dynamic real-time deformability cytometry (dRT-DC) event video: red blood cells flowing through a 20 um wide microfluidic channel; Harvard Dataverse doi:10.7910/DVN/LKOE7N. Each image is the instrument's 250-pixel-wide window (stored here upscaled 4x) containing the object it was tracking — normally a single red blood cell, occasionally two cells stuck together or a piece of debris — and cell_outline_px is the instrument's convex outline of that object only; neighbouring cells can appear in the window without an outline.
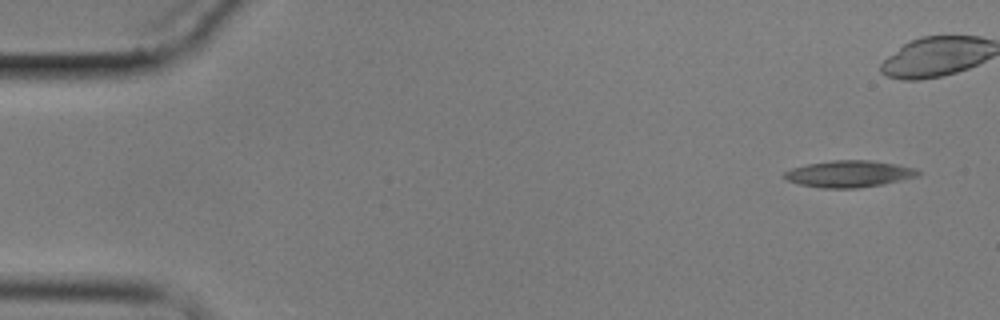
{"species": "common noctule bat (a hibernating species)", "species_latin": "Nyctalus noctula", "temperature_condition": "cold", "stored_images_in_passage": 5, "camera_frame_rate_fps": 3000, "um_per_image_px": 0.085, "animal": {"sex": "male", "body_mass_g": 17.9}, "frame": {"image": 1, "passage_image": 1, "time_ms": 0.0, "image_size_px": [1000, 320], "cell_outline_px": [[920, 176], [884, 184], [856, 188], [820, 188], [800, 184], [788, 180], [784, 176], [784, 172], [792, 168], [808, 164], [832, 160], [872, 160], [896, 164], [916, 168], [920, 172]], "centroid_in_image_um": [72.22, 14.78], "position_along_channel_um": 12.8, "area_um2": 20.81}}